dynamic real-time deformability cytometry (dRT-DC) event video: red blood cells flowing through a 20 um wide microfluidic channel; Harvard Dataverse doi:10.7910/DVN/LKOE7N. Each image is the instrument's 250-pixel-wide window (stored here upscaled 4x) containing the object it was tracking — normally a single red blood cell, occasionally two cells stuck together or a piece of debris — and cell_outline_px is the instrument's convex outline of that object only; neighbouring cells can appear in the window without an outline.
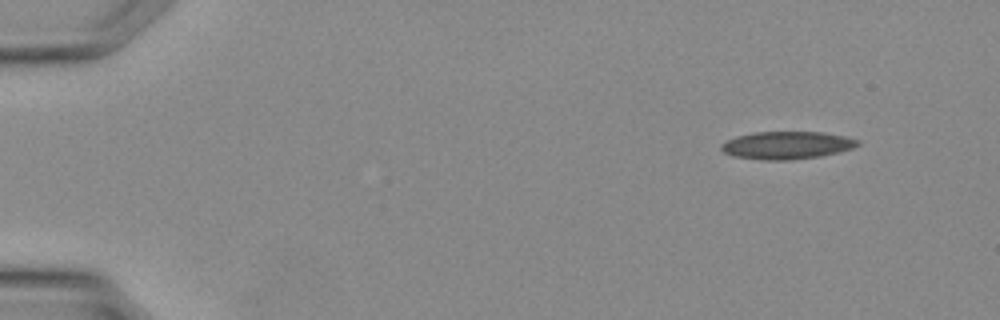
{"species": "Egyptian fruit bat (a non-hibernating species)", "species_latin": "Rousettus aegyptiacus", "temperature_condition": "warm", "stored_images_in_passage": 33, "camera_frame_rate_fps": 3000, "um_per_image_px": 0.085, "animal": {"sex": "female"}, "frame": {"image": 1, "passage_image": 1, "time_ms": 0.0, "image_size_px": [1000, 320], "cell_outline_px": [[860, 144], [852, 148], [840, 152], [820, 156], [788, 160], [764, 160], [732, 156], [724, 152], [720, 148], [720, 144], [736, 136], [756, 132], [824, 132], [844, 136], [860, 140]], "centroid_in_image_um": [66.88, 12.34], "position_along_channel_um": 18.1, "area_um2": 22.02}}
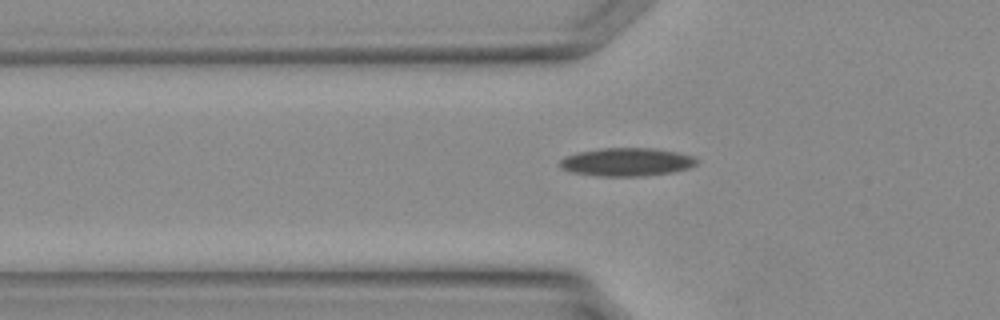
{"frame": {"image": 2, "passage_image": 10, "time_ms": 3.0, "image_size_px": [1000, 320], "cell_outline_px": [[700, 160], [696, 164], [688, 168], [672, 172], [644, 176], [596, 176], [572, 172], [560, 168], [560, 160], [564, 156], [580, 152], [604, 148], [656, 148], [680, 152], [692, 156]], "centroid_in_image_um": [53.29, 13.77], "position_along_channel_um": 72.5, "area_um2": 22.6}}
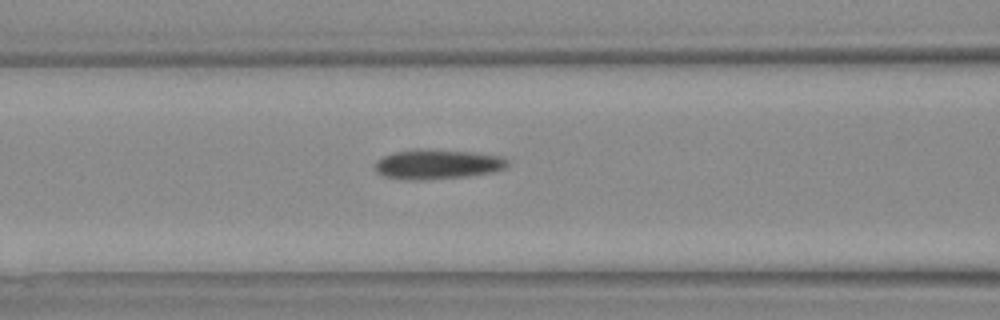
{"frame": {"image": 3, "passage_image": 13, "time_ms": 4.0, "image_size_px": [1000, 320], "cell_outline_px": [[508, 164], [504, 168], [496, 172], [468, 176], [420, 180], [408, 180], [384, 176], [376, 172], [376, 160], [392, 152], [472, 152], [500, 156], [508, 160]], "centroid_in_image_um": [37.22, 14.02], "position_along_channel_um": 129.4, "area_um2": 21.91}}